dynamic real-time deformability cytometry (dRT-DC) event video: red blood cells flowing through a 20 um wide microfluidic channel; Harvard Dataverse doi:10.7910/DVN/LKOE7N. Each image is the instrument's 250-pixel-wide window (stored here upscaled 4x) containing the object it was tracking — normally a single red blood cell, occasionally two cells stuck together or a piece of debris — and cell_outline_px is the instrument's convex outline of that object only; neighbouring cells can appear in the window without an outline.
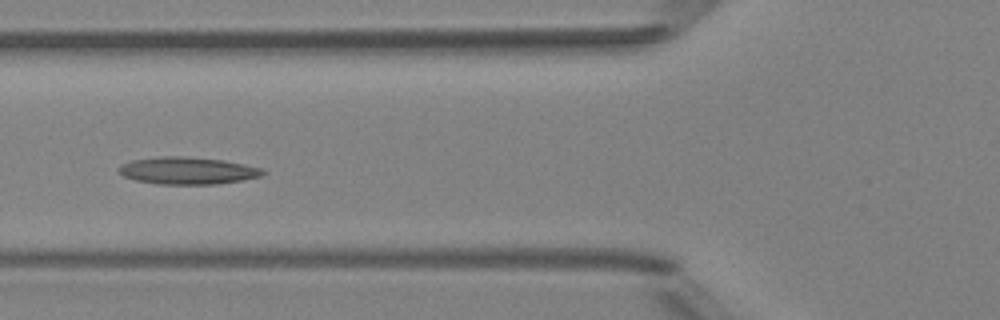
{"species": "Egyptian fruit bat (a non-hibernating species)", "species_latin": "Rousettus aegyptiacus", "temperature_condition": "room temperature", "stored_images_in_passage": 5, "camera_frame_rate_fps": 3000, "um_per_image_px": 0.085, "animal": {"sex": "female"}, "frame": {"image": 1, "passage_image": 5, "time_ms": 4.333, "image_size_px": [1000, 320], "cell_outline_px": [[268, 172], [264, 176], [244, 180], [216, 184], [156, 184], [136, 180], [124, 176], [116, 172], [116, 168], [132, 160], [160, 156], [184, 156], [224, 160], [264, 168]], "centroid_in_image_um": [15.99, 14.5], "position_along_channel_um": 109.8, "area_um2": 23.18}}